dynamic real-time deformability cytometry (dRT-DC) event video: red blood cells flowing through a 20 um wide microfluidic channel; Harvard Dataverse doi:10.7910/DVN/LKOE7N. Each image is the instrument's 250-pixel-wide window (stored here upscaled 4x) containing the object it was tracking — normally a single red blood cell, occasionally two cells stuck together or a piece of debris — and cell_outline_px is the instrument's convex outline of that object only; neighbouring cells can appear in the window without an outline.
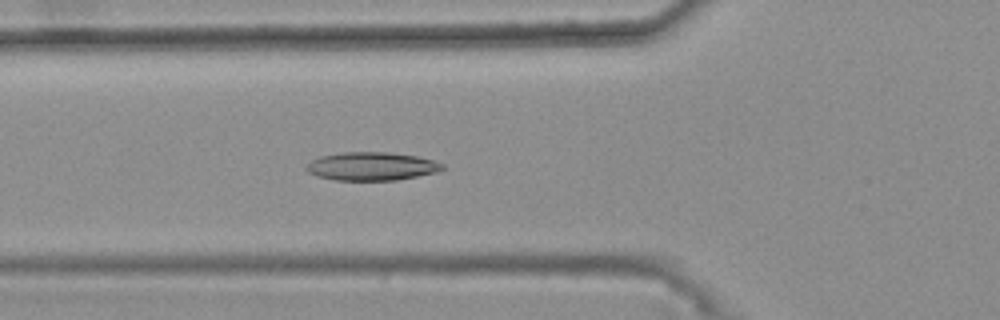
{"species": "common noctule bat (a hibernating species)", "species_latin": "Nyctalus noctula", "temperature_condition": "warm", "stored_images_in_passage": 47, "camera_frame_rate_fps": 3000, "um_per_image_px": 0.085, "animal": {"sex": "female", "body_mass_g": 25.1}, "frame": {"image": 1, "passage_image": 20, "time_ms": 6.333, "image_size_px": [1000, 320], "cell_outline_px": [[444, 168], [440, 172], [396, 180], [336, 180], [316, 176], [308, 172], [304, 168], [312, 160], [320, 156], [344, 152], [388, 152], [416, 156], [432, 160], [444, 164]], "centroid_in_image_um": [31.6, 14.14], "position_along_channel_um": 94.2, "area_um2": 22.48}}
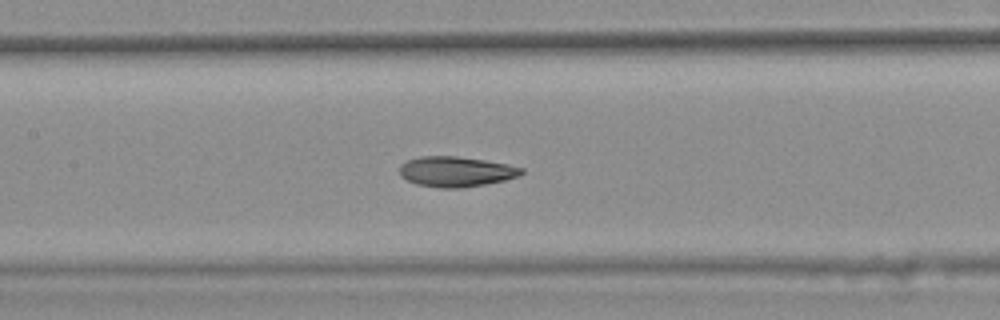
{"frame": {"image": 2, "passage_image": 26, "time_ms": 8.333, "image_size_px": [1000, 320], "cell_outline_px": [[524, 172], [520, 176], [504, 180], [464, 188], [440, 188], [416, 184], [400, 176], [400, 164], [408, 160], [420, 156], [456, 156], [484, 160], [508, 164], [524, 168]], "centroid_in_image_um": [38.77, 14.59], "position_along_channel_um": 168.6, "area_um2": 21.56}}
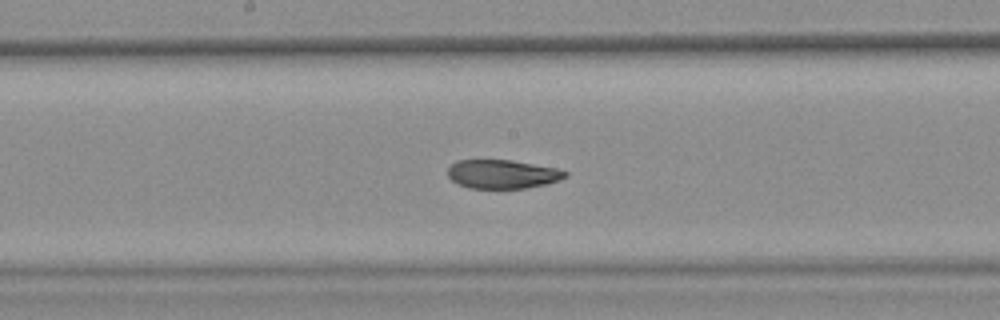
{"frame": {"image": 3, "passage_image": 29, "time_ms": 9.333, "image_size_px": [1000, 320], "cell_outline_px": [[568, 176], [560, 180], [548, 184], [524, 188], [468, 188], [456, 184], [448, 176], [448, 168], [456, 160], [512, 160], [556, 168], [568, 172]], "centroid_in_image_um": [42.71, 14.8], "position_along_channel_um": 205.5, "area_um2": 19.83}, "authors_computed_cell_mechanics": {"area_um2": 21.5594, "velocity_mm_per_s": 3.7072, "shape_relaxation_time_tau1_ms": 9.836, "shape_relaxation_time_tau2_ms": 1.6296, "deformation_change_tau1": 0.2166, "deformation_change_tau2": 0.0685}}